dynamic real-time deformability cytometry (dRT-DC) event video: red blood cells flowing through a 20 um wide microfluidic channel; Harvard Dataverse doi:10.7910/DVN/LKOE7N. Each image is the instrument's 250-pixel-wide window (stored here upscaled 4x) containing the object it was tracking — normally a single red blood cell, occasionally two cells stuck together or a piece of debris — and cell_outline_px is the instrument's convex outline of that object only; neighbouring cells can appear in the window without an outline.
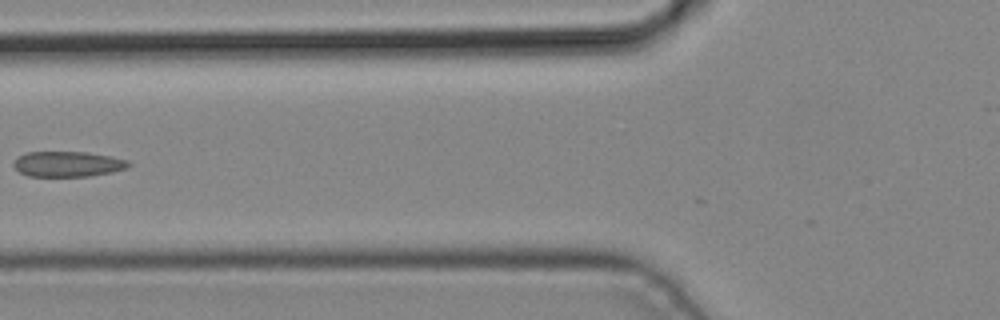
{"species": "common noctule bat (a hibernating species)", "species_latin": "Nyctalus noctula", "temperature_condition": "cold", "stored_images_in_passage": 5, "camera_frame_rate_fps": 3000, "um_per_image_px": 0.085, "animal": {"sex": "male", "body_mass_g": 19.2, "forearm_length_mm": 51.8}, "frame": {"image": 1, "passage_image": 5, "time_ms": 1.333, "image_size_px": [1000, 320], "cell_outline_px": [[132, 164], [128, 168], [112, 172], [88, 176], [28, 176], [20, 172], [12, 164], [16, 156], [28, 152], [88, 152], [112, 156], [128, 160]], "centroid_in_image_um": [5.78, 13.93], "position_along_channel_um": 120.0, "area_um2": 17.17}}